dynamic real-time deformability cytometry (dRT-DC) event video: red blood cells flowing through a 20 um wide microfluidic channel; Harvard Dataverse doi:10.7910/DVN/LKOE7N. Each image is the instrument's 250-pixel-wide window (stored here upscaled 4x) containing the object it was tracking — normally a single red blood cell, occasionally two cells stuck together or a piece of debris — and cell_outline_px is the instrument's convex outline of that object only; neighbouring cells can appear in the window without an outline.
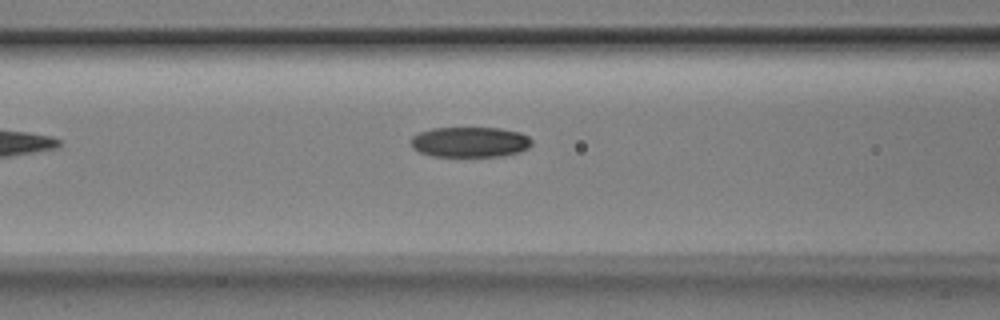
{"species": "Egyptian fruit bat (a non-hibernating species)", "species_latin": "Rousettus aegyptiacus", "temperature_condition": "room temperature", "stored_images_in_passage": 6, "camera_frame_rate_fps": 3000, "um_per_image_px": 0.085, "animal": {"sex": "male"}, "frame": {"image": 1, "passage_image": 6, "time_ms": 1.667, "image_size_px": [1000, 320], "cell_outline_px": [[532, 144], [528, 148], [520, 152], [504, 156], [432, 156], [420, 152], [412, 148], [412, 136], [420, 132], [432, 128], [500, 128], [520, 132], [528, 136], [532, 140]], "centroid_in_image_um": [39.98, 12.07], "position_along_channel_um": 126.6, "area_um2": 21.44}}